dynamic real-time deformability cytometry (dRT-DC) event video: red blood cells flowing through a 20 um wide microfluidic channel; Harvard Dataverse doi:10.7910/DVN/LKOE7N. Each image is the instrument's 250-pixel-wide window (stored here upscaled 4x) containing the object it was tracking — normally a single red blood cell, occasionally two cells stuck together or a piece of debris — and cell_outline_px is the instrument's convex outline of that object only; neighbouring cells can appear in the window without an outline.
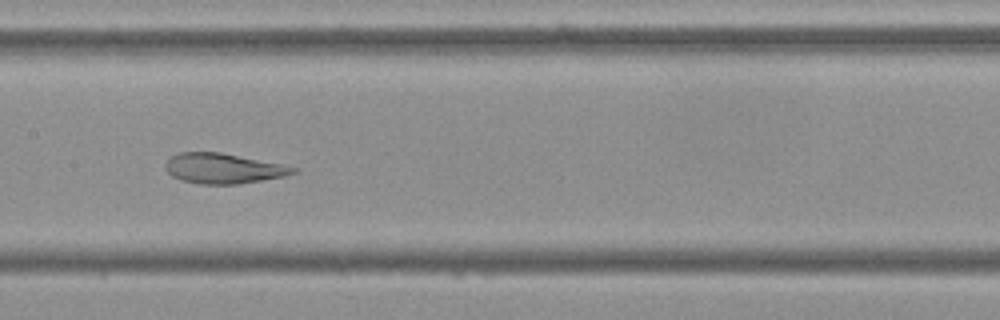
{"species": "Egyptian fruit bat (a non-hibernating species)", "species_latin": "Rousettus aegyptiacus", "temperature_condition": "cold", "stored_images_in_passage": 54, "camera_frame_rate_fps": 3000, "um_per_image_px": 0.085, "frame": {"image": 1, "passage_image": 27, "time_ms": 8.667, "image_size_px": [1000, 320], "cell_outline_px": [[300, 172], [284, 176], [236, 184], [200, 184], [180, 180], [172, 176], [164, 168], [164, 164], [172, 156], [180, 152], [220, 152], [284, 164], [300, 168]], "centroid_in_image_um": [19.01, 14.31], "position_along_channel_um": 188.4, "area_um2": 22.6}}
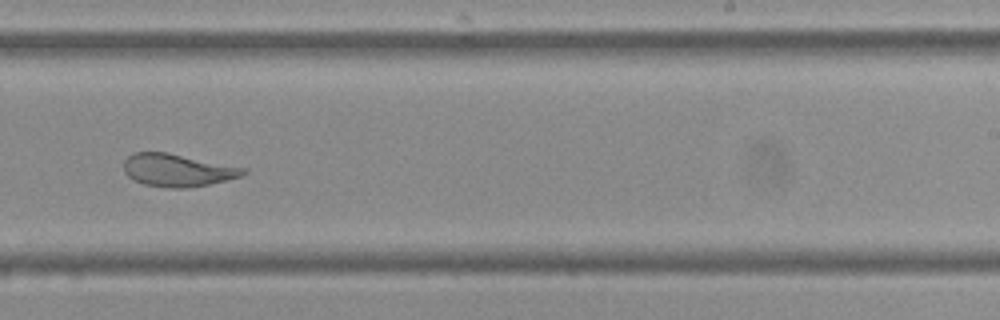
{"frame": {"image": 2, "passage_image": 34, "time_ms": 11.0, "image_size_px": [1000, 320], "cell_outline_px": [[248, 172], [240, 176], [208, 184], [184, 188], [168, 188], [144, 184], [128, 176], [124, 172], [124, 160], [132, 152], [168, 152], [248, 168]], "centroid_in_image_um": [15.09, 14.45], "position_along_channel_um": 273.9, "area_um2": 22.72}}
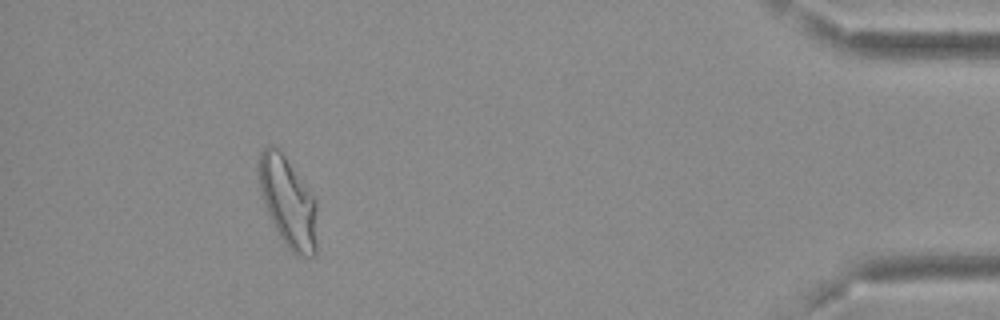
{"frame": {"image": 3, "passage_image": 50, "time_ms": 16.333, "image_size_px": [1000, 320], "cell_outline_px": [[316, 256], [296, 256], [288, 248], [280, 236], [264, 204], [260, 188], [256, 168], [260, 152], [268, 144], [272, 144], [284, 156], [316, 200]], "centroid_in_image_um": [24.46, 17.17], "position_along_channel_um": 410.7, "area_um2": 30.29}, "authors_computed_cell_mechanics": {"area_um2": 27.2527, "velocity_mm_per_s": 3.6782, "shape_relaxation_time_tau1_ms": null, "shape_relaxation_time_tau2_ms": 1.678, "deformation_change_tau1": null, "deformation_change_tau2": 0.0744}}